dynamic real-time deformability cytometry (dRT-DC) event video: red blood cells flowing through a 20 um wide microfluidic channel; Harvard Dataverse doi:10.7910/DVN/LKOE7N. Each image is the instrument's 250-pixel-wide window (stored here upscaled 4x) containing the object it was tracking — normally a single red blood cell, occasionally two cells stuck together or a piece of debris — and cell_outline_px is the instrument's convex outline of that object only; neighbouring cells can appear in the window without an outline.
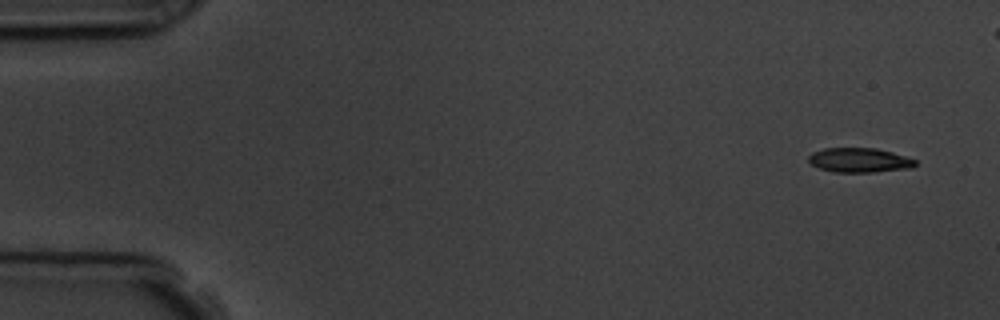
{"species": "common noctule bat (a hibernating species)", "species_latin": "Nyctalus noctula", "temperature_condition": "room temperature", "stored_images_in_passage": 9, "camera_frame_rate_fps": 3000, "um_per_image_px": 0.085, "animal": {"sex": "male", "body_mass_g": 19.5, "forearm_length_mm": 54.6}, "frame": {"image": 1, "passage_image": 1, "time_ms": 0.0, "image_size_px": [1000, 320], "cell_outline_px": [[916, 164], [912, 168], [872, 172], [832, 172], [820, 168], [812, 164], [808, 160], [808, 156], [812, 152], [824, 148], [876, 148], [892, 152], [916, 160]], "centroid_in_image_um": [73.03, 13.61], "position_along_channel_um": 12.0, "area_um2": 15.2}}
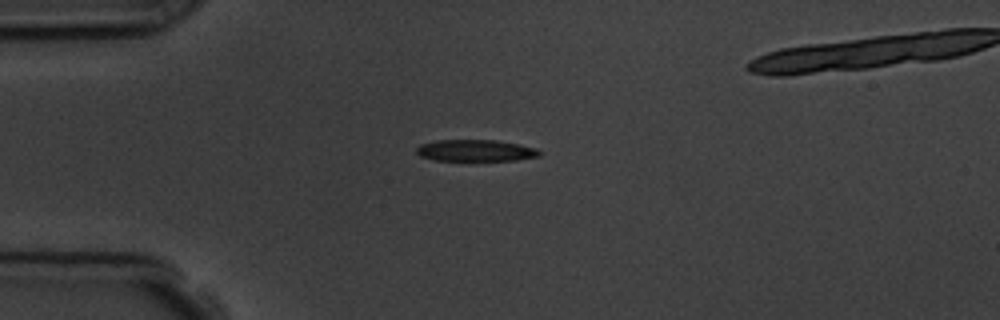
{"frame": {"image": 2, "passage_image": 4, "time_ms": 3.667, "image_size_px": [1000, 320], "cell_outline_px": [[544, 152], [540, 156], [516, 160], [436, 160], [420, 156], [416, 152], [416, 148], [420, 144], [436, 140], [496, 140], [520, 144], [536, 148]], "centroid_in_image_um": [40.46, 12.79], "position_along_channel_um": 44.5, "area_um2": 15.55}}
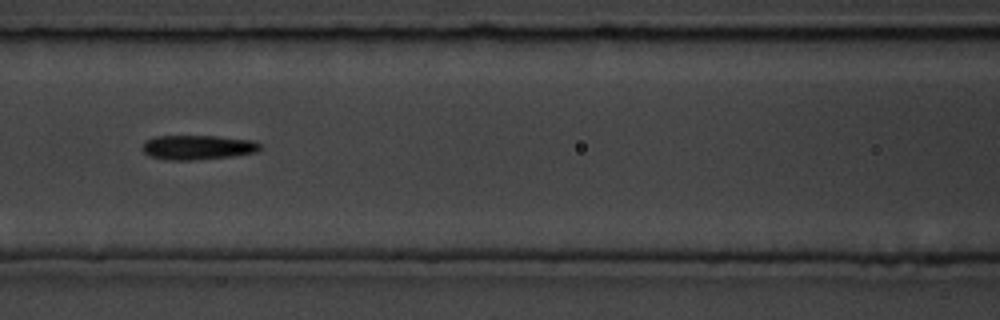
{"frame": {"image": 3, "passage_image": 7, "time_ms": 7.0, "image_size_px": [1000, 320], "cell_outline_px": [[260, 148], [256, 152], [232, 156], [192, 160], [168, 160], [152, 156], [144, 152], [144, 140], [156, 136], [216, 136], [252, 140], [260, 144]], "centroid_in_image_um": [16.81, 12.52], "position_along_channel_um": 149.8, "area_um2": 16.59}}